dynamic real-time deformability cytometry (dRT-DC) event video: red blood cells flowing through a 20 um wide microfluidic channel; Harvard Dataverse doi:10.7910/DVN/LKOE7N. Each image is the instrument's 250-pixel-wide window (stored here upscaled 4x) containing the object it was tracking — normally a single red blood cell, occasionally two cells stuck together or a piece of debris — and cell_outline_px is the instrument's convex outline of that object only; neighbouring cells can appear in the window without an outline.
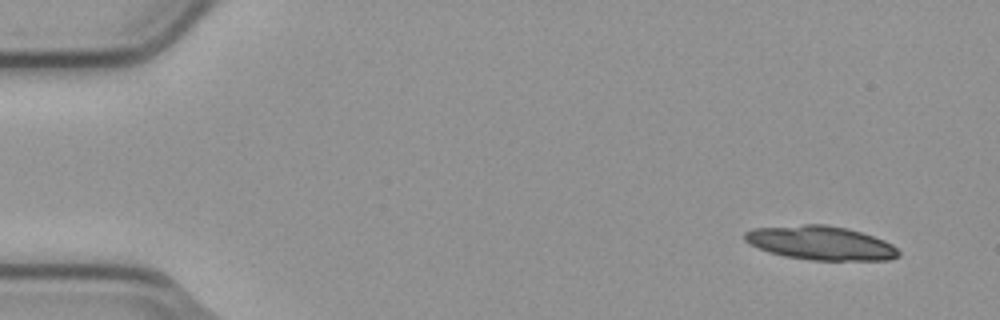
{"species": "common noctule bat (a hibernating species)", "species_latin": "Nyctalus noctula", "temperature_condition": "cold", "stored_images_in_passage": 4, "camera_frame_rate_fps": 3000, "um_per_image_px": 0.085, "animal": {"sex": "male", "body_mass_g": 23.1, "forearm_length_mm": 52.7}, "frame": {"image": 1, "passage_image": 1, "time_ms": 0.0, "image_size_px": [1000, 320], "cell_outline_px": [[900, 256], [888, 260], [812, 260], [784, 256], [768, 252], [744, 240], [744, 232], [752, 228], [804, 224], [824, 224], [848, 228], [884, 240], [892, 244], [900, 252]], "centroid_in_image_um": [69.76, 20.65], "position_along_channel_um": 15.2, "area_um2": 30.4}}